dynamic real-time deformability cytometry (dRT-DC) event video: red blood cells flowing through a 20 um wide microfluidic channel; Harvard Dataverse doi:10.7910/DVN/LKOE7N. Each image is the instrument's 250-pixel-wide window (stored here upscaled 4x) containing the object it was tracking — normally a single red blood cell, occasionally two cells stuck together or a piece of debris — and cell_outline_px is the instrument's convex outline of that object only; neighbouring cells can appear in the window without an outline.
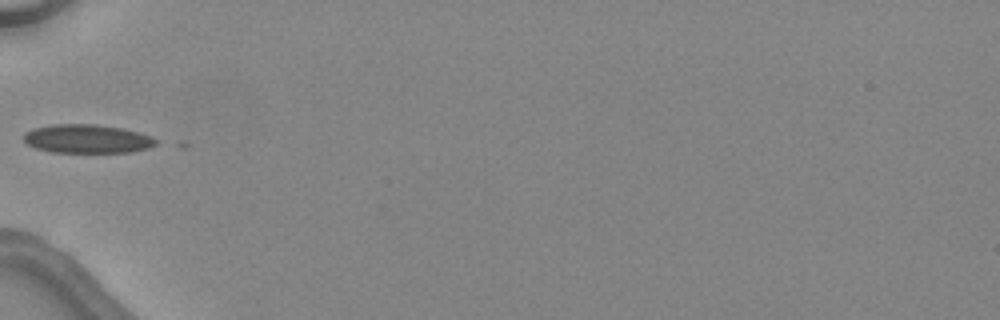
{"species": "common noctule bat (a hibernating species)", "species_latin": "Nyctalus noctula", "temperature_condition": "warm", "stored_images_in_passage": 5, "camera_frame_rate_fps": 3000, "um_per_image_px": 0.085, "animal": {"sex": "female", "body_mass_g": 24.6, "forearm_length_mm": 56.2}, "frame": {"image": 1, "passage_image": 5, "time_ms": 5.0, "image_size_px": [1000, 320], "cell_outline_px": [[156, 144], [148, 148], [132, 152], [52, 152], [36, 148], [28, 144], [24, 140], [24, 132], [36, 128], [52, 124], [96, 124], [124, 128], [148, 136], [156, 140]], "centroid_in_image_um": [7.39, 11.8], "position_along_channel_um": 77.6, "area_um2": 21.91}}